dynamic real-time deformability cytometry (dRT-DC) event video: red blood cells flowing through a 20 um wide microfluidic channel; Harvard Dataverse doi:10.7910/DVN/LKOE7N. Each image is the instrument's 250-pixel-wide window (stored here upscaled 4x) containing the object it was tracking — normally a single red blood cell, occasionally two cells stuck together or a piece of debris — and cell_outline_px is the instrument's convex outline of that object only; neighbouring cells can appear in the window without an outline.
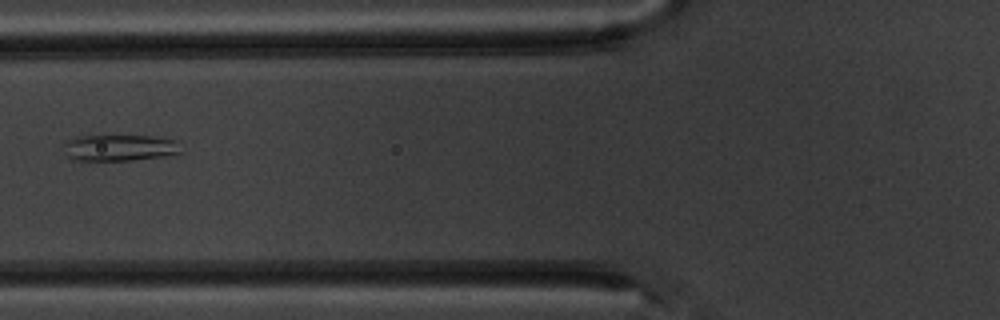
{"species": "common noctule bat (a hibernating species)", "species_latin": "Nyctalus noctula", "temperature_condition": "warm", "stored_images_in_passage": 6, "camera_frame_rate_fps": 3000, "um_per_image_px": 0.085, "animal": {"sex": "male", "body_mass_g": 20.1, "forearm_length_mm": 53.5}, "frame": {"image": 1, "passage_image": 6, "time_ms": 6.333, "image_size_px": [1000, 320], "cell_outline_px": [[184, 152], [172, 156], [128, 160], [76, 160], [68, 156], [64, 144], [68, 140], [80, 136], [152, 136], [176, 140]], "centroid_in_image_um": [10.28, 12.56], "position_along_channel_um": 115.5, "area_um2": 17.98}}